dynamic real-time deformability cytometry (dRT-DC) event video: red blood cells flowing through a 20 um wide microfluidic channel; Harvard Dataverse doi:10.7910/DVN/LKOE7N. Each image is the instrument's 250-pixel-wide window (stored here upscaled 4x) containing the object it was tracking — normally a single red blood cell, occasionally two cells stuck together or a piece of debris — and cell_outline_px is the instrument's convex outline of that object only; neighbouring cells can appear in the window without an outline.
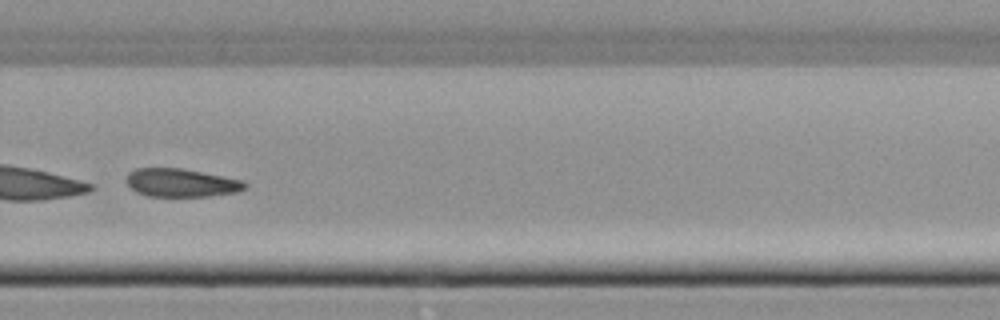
{"species": "common noctule bat (a hibernating species)", "species_latin": "Nyctalus noctula", "temperature_condition": "cold", "stored_images_in_passage": 47, "camera_frame_rate_fps": 3000, "um_per_image_px": 0.085, "animal": {"sex": "female", "body_mass_g": 22.7, "forearm_length_mm": 54.2}, "frame": {"image": 1, "passage_image": 33, "time_ms": 10.667, "image_size_px": [1000, 320], "cell_outline_px": [[248, 184], [244, 188], [236, 192], [208, 196], [148, 196], [136, 192], [124, 180], [128, 172], [136, 168], [180, 168], [244, 180]], "centroid_in_image_um": [15.37, 15.53], "position_along_channel_um": 314.4, "area_um2": 19.48}}